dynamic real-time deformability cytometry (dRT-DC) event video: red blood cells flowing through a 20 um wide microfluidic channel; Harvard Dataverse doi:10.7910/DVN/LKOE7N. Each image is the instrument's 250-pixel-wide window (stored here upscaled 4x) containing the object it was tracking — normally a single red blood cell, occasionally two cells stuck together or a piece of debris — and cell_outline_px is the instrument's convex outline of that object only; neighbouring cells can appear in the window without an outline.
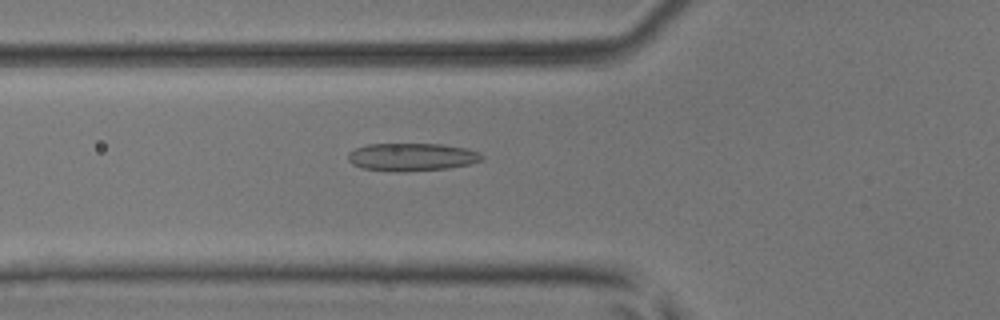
{"species": "common noctule bat (a hibernating species)", "species_latin": "Nyctalus noctula", "temperature_condition": "room temperature", "stored_images_in_passage": 46, "camera_frame_rate_fps": 3000, "um_per_image_px": 0.085, "animal": {"sex": "male", "body_mass_g": 17.9, "forearm_length_mm": 54.2}, "frame": {"image": 1, "passage_image": 14, "time_ms": 4.333, "image_size_px": [1000, 320], "cell_outline_px": [[484, 156], [480, 160], [468, 164], [448, 168], [404, 172], [400, 172], [360, 168], [352, 164], [348, 160], [348, 152], [356, 148], [368, 144], [440, 144], [468, 148], [480, 152]], "centroid_in_image_um": [34.99, 13.34], "position_along_channel_um": 90.8, "area_um2": 21.79}}
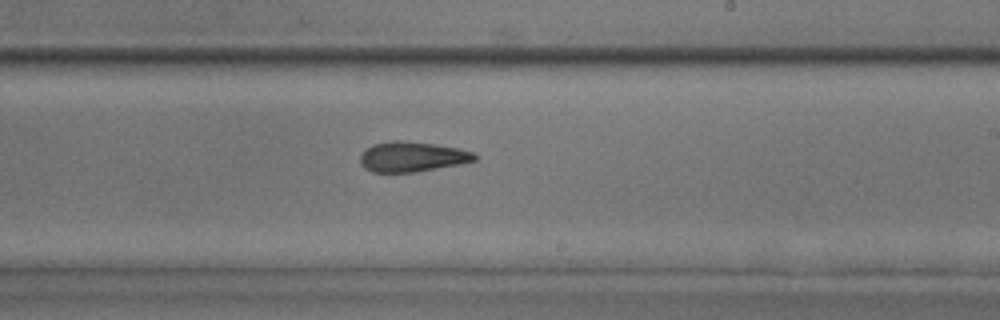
{"frame": {"image": 2, "passage_image": 26, "time_ms": 8.333, "image_size_px": [1000, 320], "cell_outline_px": [[480, 156], [476, 160], [460, 164], [412, 172], [372, 172], [364, 168], [360, 164], [360, 156], [372, 144], [392, 140], [396, 140], [432, 144], [460, 148], [472, 152]], "centroid_in_image_um": [35.04, 13.32], "position_along_channel_um": 254.0, "area_um2": 19.94}}
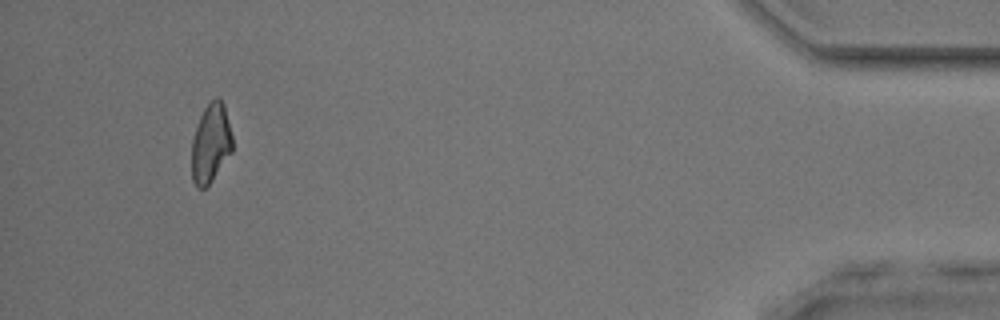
{"frame": {"image": 3, "passage_image": 43, "time_ms": 14.0, "image_size_px": [1000, 320], "cell_outline_px": [[232, 152], [212, 180], [204, 188], [196, 188], [192, 180], [192, 140], [200, 116], [204, 108], [216, 96], [224, 104], [232, 136]], "centroid_in_image_um": [17.91, 12.19], "position_along_channel_um": 417.3, "area_um2": 18.61}, "authors_computed_cell_mechanics": {"area_um2": 20.1144, "velocity_mm_per_s": 4.0877, "shape_relaxation_time_tau1_ms": null, "shape_relaxation_time_tau2_ms": 2.8217, "deformation_change_tau1": null, "deformation_change_tau2": 0.1182}}